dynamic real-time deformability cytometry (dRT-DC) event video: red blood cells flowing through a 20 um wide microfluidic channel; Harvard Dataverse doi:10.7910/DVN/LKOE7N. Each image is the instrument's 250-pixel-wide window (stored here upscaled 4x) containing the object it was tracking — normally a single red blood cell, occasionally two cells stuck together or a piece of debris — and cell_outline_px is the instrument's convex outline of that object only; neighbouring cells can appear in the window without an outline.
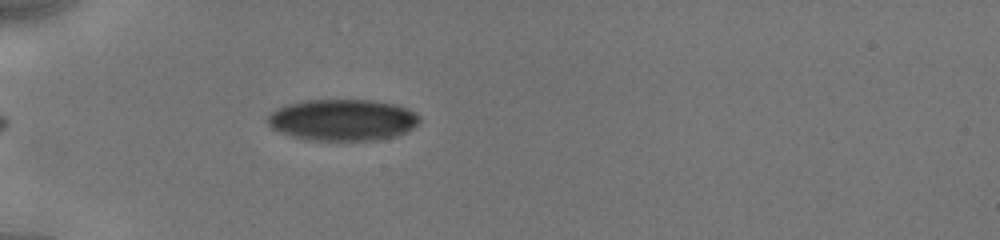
{"species": "human", "species_latin": "Homo sapiens", "temperature_condition": "cold", "stored_images_in_passage": 8, "camera_frame_rate_fps": 3000, "um_per_image_px": 0.085, "donor": {"sex": "male"}, "frame": {"image": 1, "passage_image": 1, "time_ms": 0.0, "image_size_px": [1000, 240], "cell_outline_px": [[420, 120], [408, 132], [396, 136], [376, 140], [312, 140], [292, 136], [280, 132], [272, 128], [268, 124], [268, 116], [276, 108], [288, 104], [308, 100], [372, 100], [396, 104], [416, 112], [420, 116]], "centroid_in_image_um": [29.15, 10.19], "position_along_channel_um": 55.8, "area_um2": 36.7}}
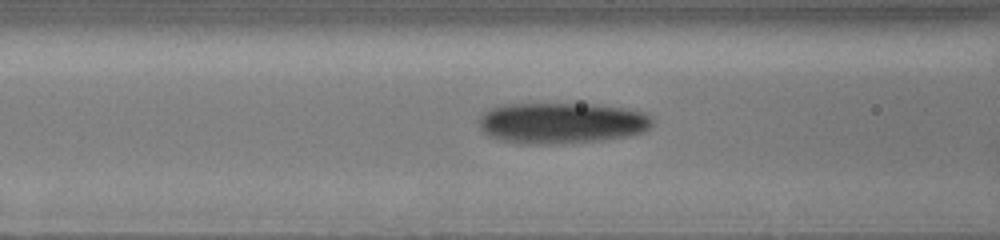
{"frame": {"image": 2, "passage_image": 5, "time_ms": 0.667, "image_size_px": [1000, 240], "cell_outline_px": [[652, 124], [648, 128], [640, 132], [628, 136], [600, 140], [556, 144], [520, 144], [500, 140], [488, 136], [480, 128], [480, 116], [484, 112], [492, 108], [504, 104], [592, 104], [624, 108], [640, 112], [652, 116]], "centroid_in_image_um": [47.7, 10.46], "position_along_channel_um": 118.9, "area_um2": 41.33}}